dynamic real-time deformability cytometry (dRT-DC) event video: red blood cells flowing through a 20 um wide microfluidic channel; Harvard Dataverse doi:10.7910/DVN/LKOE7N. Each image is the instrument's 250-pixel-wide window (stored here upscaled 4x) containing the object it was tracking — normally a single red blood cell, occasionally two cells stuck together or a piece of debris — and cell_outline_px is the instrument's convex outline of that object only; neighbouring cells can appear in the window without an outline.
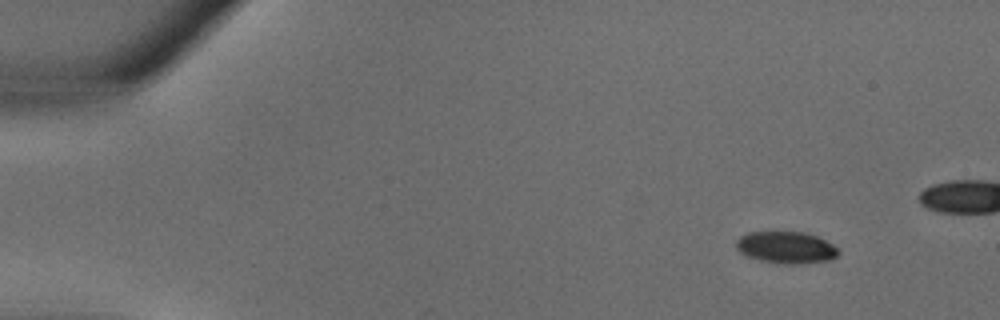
{"species": "common noctule bat (a hibernating species)", "species_latin": "Nyctalus noctula", "temperature_condition": "warm", "stored_images_in_passage": 31, "camera_frame_rate_fps": 3000, "um_per_image_px": 0.085, "animal": {"sex": "male", "body_mass_g": 18.8}, "frame": {"image": 1, "passage_image": 2, "time_ms": 0.333, "image_size_px": [1000, 320], "cell_outline_px": [[840, 252], [832, 260], [796, 264], [784, 264], [760, 260], [748, 256], [740, 252], [736, 248], [736, 240], [740, 236], [748, 232], [804, 232], [816, 236], [840, 248]], "centroid_in_image_um": [66.84, 21.03], "position_along_channel_um": 18.2, "area_um2": 19.02}}
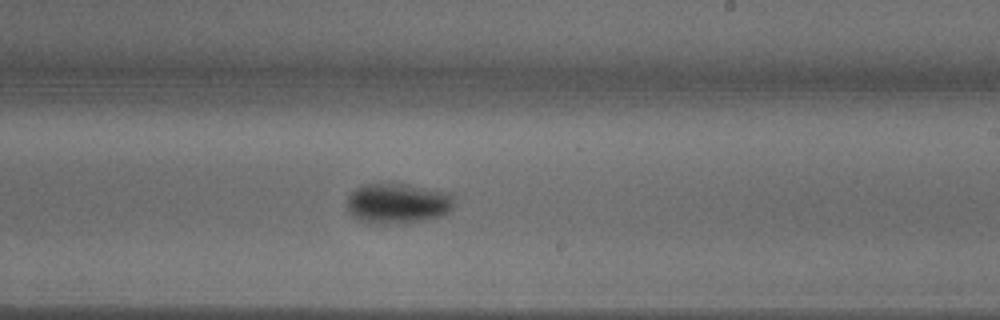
{"frame": {"image": 2, "passage_image": 20, "time_ms": 6.333, "image_size_px": [1000, 320], "cell_outline_px": [[452, 208], [444, 216], [424, 220], [396, 224], [368, 224], [356, 220], [348, 212], [348, 196], [360, 184], [408, 184], [452, 192]], "centroid_in_image_um": [33.79, 17.3], "position_along_channel_um": 255.2, "area_um2": 25.66}}
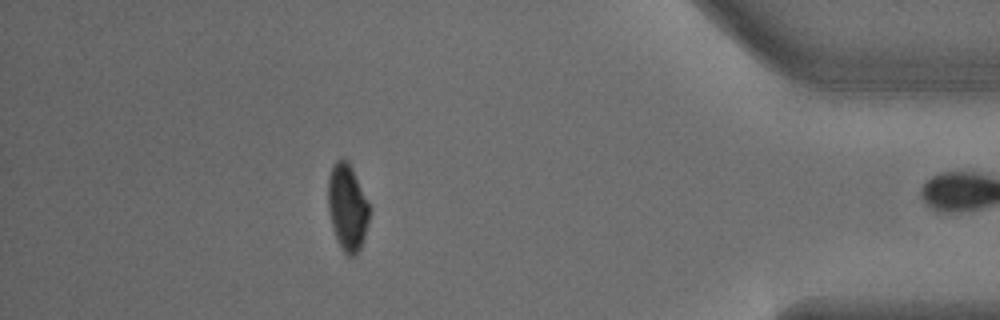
{"frame": {"image": 3, "passage_image": 30, "time_ms": 9.667, "image_size_px": [1000, 320], "cell_outline_px": [[368, 220], [364, 236], [360, 248], [356, 256], [348, 256], [344, 252], [332, 228], [328, 208], [328, 176], [332, 164], [336, 160], [344, 156], [348, 160], [368, 200]], "centroid_in_image_um": [29.5, 17.56], "position_along_channel_um": 405.7, "area_um2": 20.81}}